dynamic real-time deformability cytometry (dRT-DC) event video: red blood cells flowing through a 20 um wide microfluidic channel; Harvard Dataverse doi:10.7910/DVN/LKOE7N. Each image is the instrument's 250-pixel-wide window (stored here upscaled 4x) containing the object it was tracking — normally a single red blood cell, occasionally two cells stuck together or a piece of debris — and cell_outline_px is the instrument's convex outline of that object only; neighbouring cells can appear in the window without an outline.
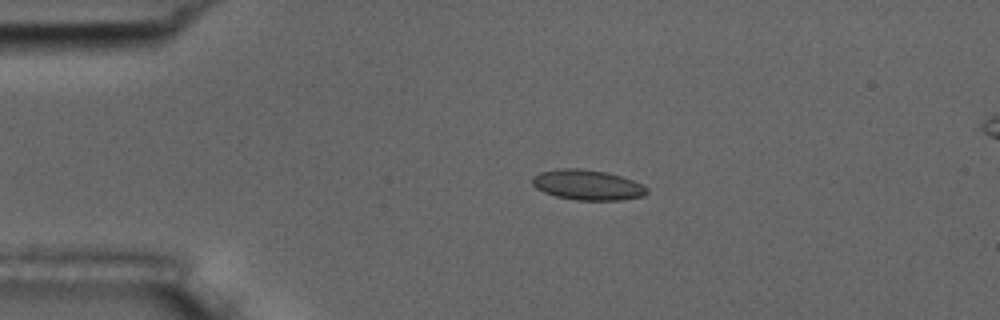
{"species": "common noctule bat (a hibernating species)", "species_latin": "Nyctalus noctula", "temperature_condition": "room temperature", "stored_images_in_passage": 4, "camera_frame_rate_fps": 3000, "um_per_image_px": 0.085, "animal": {"sex": "male", "body_mass_g": 17.5, "forearm_length_mm": 52.3}, "frame": {"image": 1, "passage_image": 2, "time_ms": 2.0, "image_size_px": [1000, 320], "cell_outline_px": [[648, 192], [644, 196], [620, 200], [576, 200], [556, 196], [544, 192], [536, 188], [532, 184], [532, 176], [540, 172], [560, 168], [580, 168], [608, 172], [644, 184], [648, 188]], "centroid_in_image_um": [49.94, 15.71], "position_along_channel_um": 35.1, "area_um2": 20.35}}